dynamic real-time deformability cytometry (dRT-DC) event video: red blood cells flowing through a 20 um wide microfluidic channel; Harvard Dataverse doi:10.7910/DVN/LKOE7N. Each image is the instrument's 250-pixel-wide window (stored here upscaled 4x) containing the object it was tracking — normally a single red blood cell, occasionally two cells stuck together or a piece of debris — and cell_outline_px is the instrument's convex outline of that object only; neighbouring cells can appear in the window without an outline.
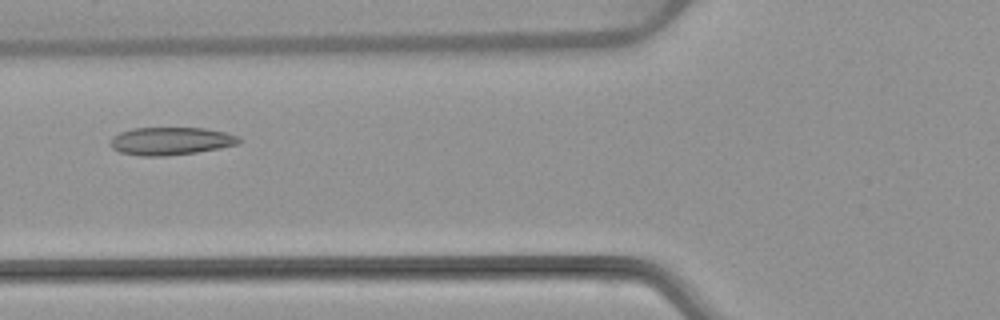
{"species": "common noctule bat (a hibernating species)", "species_latin": "Nyctalus noctula", "temperature_condition": "warm", "stored_images_in_passage": 6, "camera_frame_rate_fps": 3000, "um_per_image_px": 0.085, "animal": {"sex": "female", "body_mass_g": 22.7, "forearm_length_mm": 54.2}, "frame": {"image": 1, "passage_image": 6, "time_ms": 6.0, "image_size_px": [1000, 320], "cell_outline_px": [[240, 144], [220, 148], [196, 152], [164, 156], [140, 156], [120, 152], [112, 148], [108, 144], [112, 136], [120, 132], [132, 128], [204, 128], [224, 132], [240, 136]], "centroid_in_image_um": [14.49, 11.99], "position_along_channel_um": 111.3, "area_um2": 20.98}}